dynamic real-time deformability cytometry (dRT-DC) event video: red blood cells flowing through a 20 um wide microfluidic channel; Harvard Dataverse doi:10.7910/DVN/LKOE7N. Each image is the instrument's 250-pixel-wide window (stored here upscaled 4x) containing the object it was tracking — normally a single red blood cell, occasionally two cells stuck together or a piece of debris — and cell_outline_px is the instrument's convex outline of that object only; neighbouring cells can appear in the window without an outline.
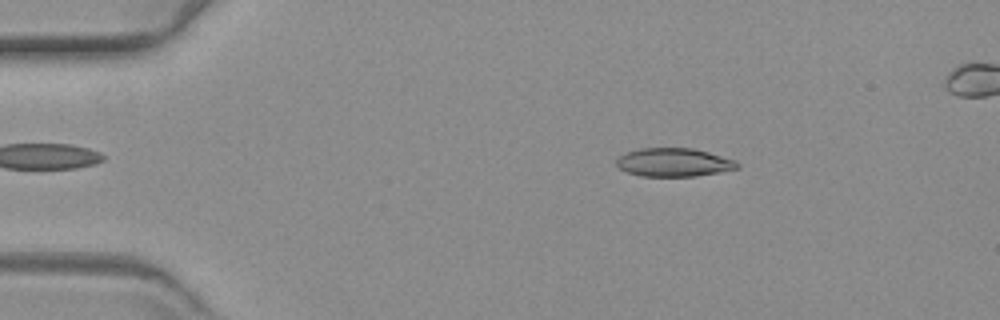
{"species": "common noctule bat (a hibernating species)", "species_latin": "Nyctalus noctula", "temperature_condition": "warm", "stored_images_in_passage": 55, "camera_frame_rate_fps": 3000, "um_per_image_px": 0.085, "animal": {"sex": "female", "body_mass_g": 19.3, "forearm_length_mm": 54.1}, "frame": {"image": 1, "passage_image": 9, "time_ms": 2.667, "image_size_px": [1000, 320], "cell_outline_px": [[740, 168], [696, 176], [640, 176], [628, 172], [620, 168], [616, 164], [616, 160], [620, 156], [628, 152], [640, 148], [692, 148], [708, 152], [736, 160], [740, 164]], "centroid_in_image_um": [57.3, 13.8], "position_along_channel_um": 27.7, "area_um2": 19.94}}
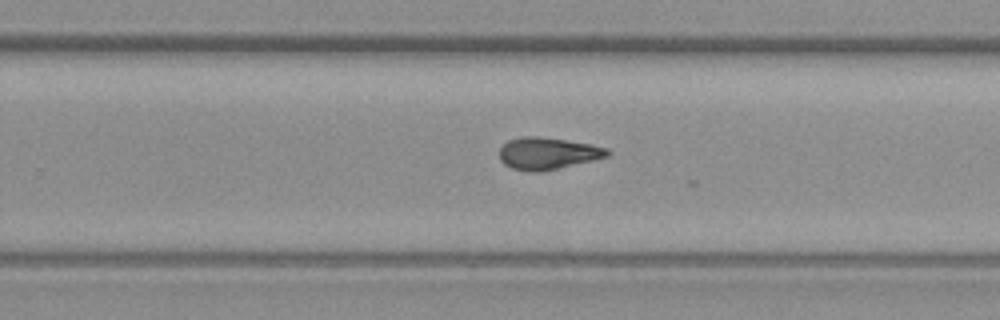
{"frame": {"image": 2, "passage_image": 36, "time_ms": 11.667, "image_size_px": [1000, 320], "cell_outline_px": [[612, 152], [608, 156], [592, 160], [540, 172], [528, 172], [512, 168], [504, 164], [500, 160], [500, 148], [508, 140], [524, 136], [536, 136], [592, 144], [608, 148]], "centroid_in_image_um": [46.55, 13.04], "position_along_channel_um": 283.3, "area_um2": 20.0}}
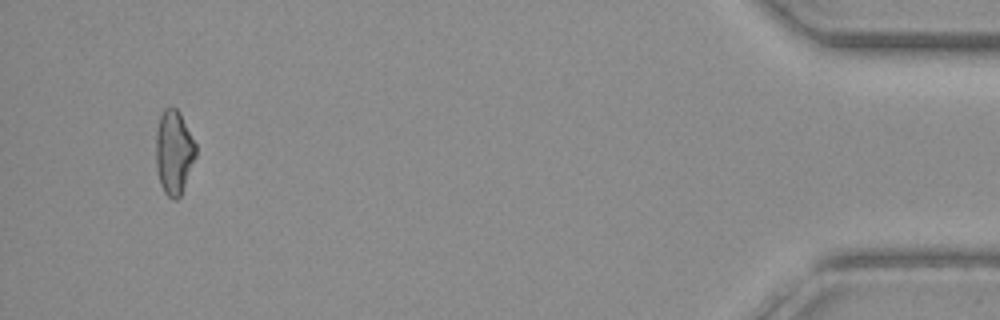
{"frame": {"image": 3, "passage_image": 54, "time_ms": 17.667, "image_size_px": [1000, 320], "cell_outline_px": [[196, 156], [180, 196], [176, 200], [172, 200], [164, 192], [160, 184], [156, 168], [156, 132], [160, 116], [164, 108], [176, 108], [180, 112], [196, 144]], "centroid_in_image_um": [14.77, 12.95], "position_along_channel_um": 420.4, "area_um2": 19.54}}